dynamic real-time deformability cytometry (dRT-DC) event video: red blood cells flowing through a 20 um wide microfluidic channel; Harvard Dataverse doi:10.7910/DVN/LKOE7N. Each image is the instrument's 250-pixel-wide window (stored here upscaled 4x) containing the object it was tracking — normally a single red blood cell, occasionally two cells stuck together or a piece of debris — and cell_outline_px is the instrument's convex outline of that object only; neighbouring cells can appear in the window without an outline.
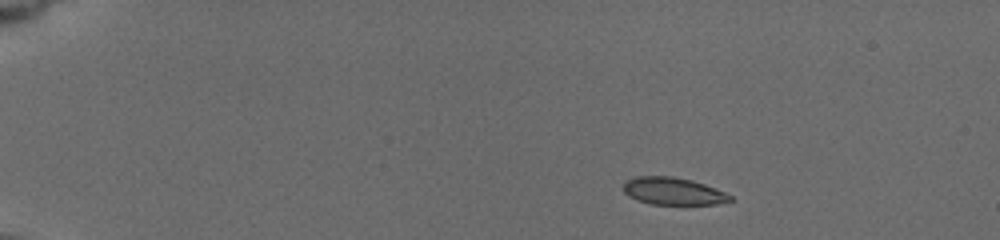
{"species": "common noctule bat (a hibernating species)", "species_latin": "Nyctalus noctula", "temperature_condition": "cold", "stored_images_in_passage": 58, "camera_frame_rate_fps": 3000, "um_per_image_px": 0.085, "animal": {"sex": "female", "body_mass_g": 19.5, "forearm_length_mm": 54.1}, "frame": {"image": 1, "passage_image": 1, "time_ms": 0.0, "image_size_px": [1000, 240], "cell_outline_px": [[736, 200], [716, 204], [652, 204], [628, 196], [624, 192], [624, 184], [628, 180], [636, 176], [672, 176], [692, 180], [704, 184], [724, 192], [732, 196]], "centroid_in_image_um": [57.25, 16.25], "position_along_channel_um": 27.8, "area_um2": 16.88}}
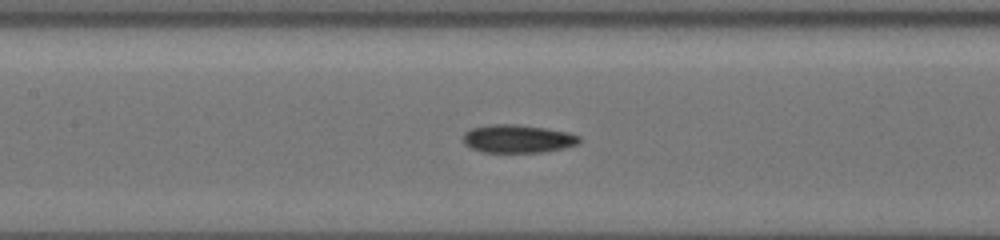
{"frame": {"image": 2, "passage_image": 31, "time_ms": 6.333, "image_size_px": [1000, 240], "cell_outline_px": [[580, 144], [564, 148], [544, 152], [480, 152], [464, 144], [464, 132], [472, 128], [496, 124], [512, 124], [544, 128], [568, 132], [580, 136]], "centroid_in_image_um": [44.03, 11.8], "position_along_channel_um": 163.4, "area_um2": 18.96}}
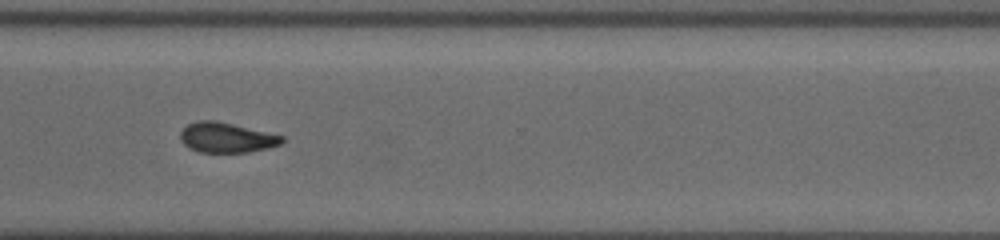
{"frame": {"image": 3, "passage_image": 57, "time_ms": 11.333, "image_size_px": [1000, 240], "cell_outline_px": [[284, 140], [280, 144], [268, 148], [248, 152], [200, 152], [188, 148], [180, 140], [180, 132], [188, 124], [196, 120], [216, 120], [284, 136]], "centroid_in_image_um": [19.22, 11.69], "position_along_channel_um": 351.4, "area_um2": 17.8}}